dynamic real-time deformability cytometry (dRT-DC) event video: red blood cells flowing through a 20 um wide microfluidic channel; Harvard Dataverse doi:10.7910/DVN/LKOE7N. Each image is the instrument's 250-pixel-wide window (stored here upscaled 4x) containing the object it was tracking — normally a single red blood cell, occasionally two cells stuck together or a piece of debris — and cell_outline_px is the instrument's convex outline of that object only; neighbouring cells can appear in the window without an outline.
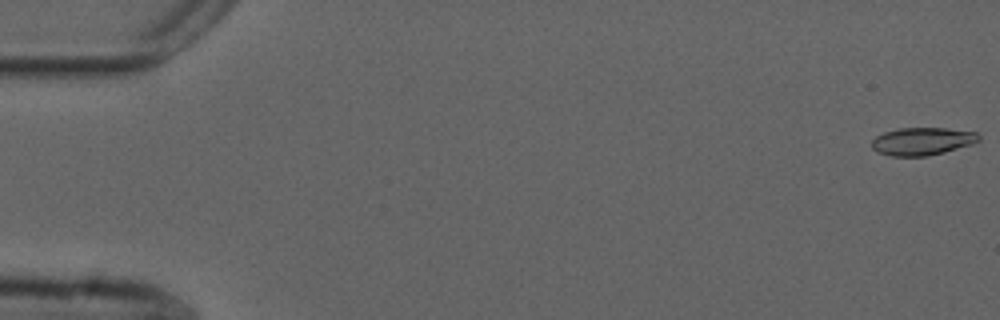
{"species": "common noctule bat (a hibernating species)", "species_latin": "Nyctalus noctula", "temperature_condition": "cold", "stored_images_in_passage": 55, "camera_frame_rate_fps": 3000, "um_per_image_px": 0.085, "animal": {"sex": "male", "forearm_length_mm": 52.5}, "frame": {"image": 1, "passage_image": 1, "time_ms": 0.0, "image_size_px": [1000, 320], "cell_outline_px": [[980, 140], [972, 144], [944, 152], [928, 156], [892, 156], [876, 152], [872, 148], [872, 140], [876, 136], [884, 132], [900, 128], [944, 128], [976, 132], [980, 136]], "centroid_in_image_um": [78.38, 12.01], "position_along_channel_um": 6.6, "area_um2": 17.28}}
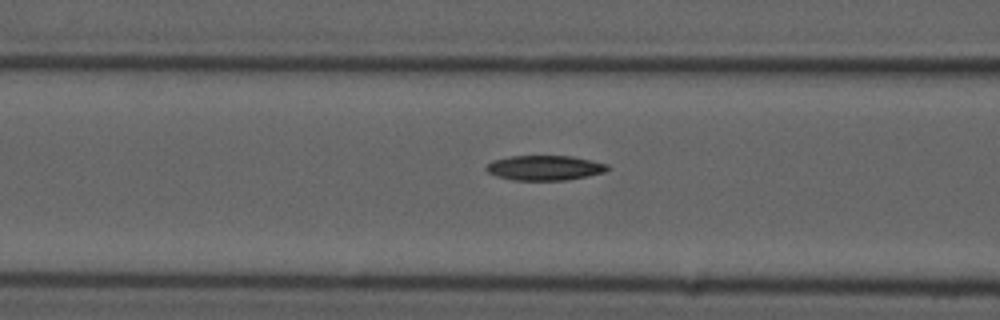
{"frame": {"image": 2, "passage_image": 22, "time_ms": 7.0, "image_size_px": [1000, 320], "cell_outline_px": [[612, 168], [604, 172], [588, 176], [564, 180], [512, 180], [496, 176], [488, 172], [484, 168], [492, 160], [512, 156], [572, 156], [608, 164]], "centroid_in_image_um": [46.3, 14.27], "position_along_channel_um": 120.3, "area_um2": 17.63}}
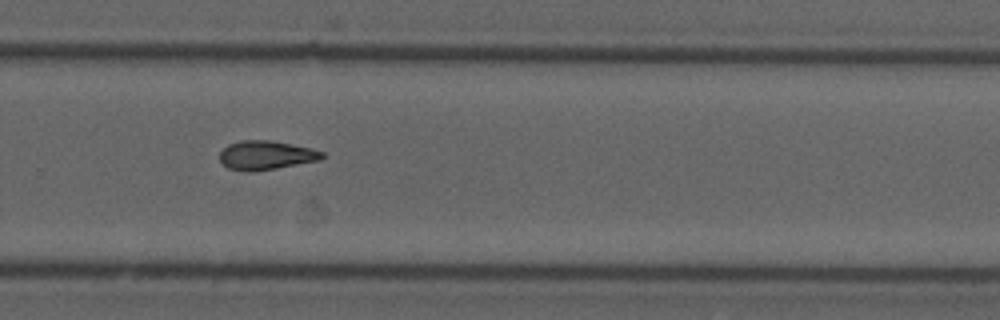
{"frame": {"image": 3, "passage_image": 37, "time_ms": 12.0, "image_size_px": [1000, 320], "cell_outline_px": [[324, 156], [320, 160], [276, 168], [248, 172], [244, 172], [228, 168], [220, 164], [220, 152], [228, 144], [240, 140], [268, 140], [308, 148], [324, 152]], "centroid_in_image_um": [22.55, 13.21], "position_along_channel_um": 307.3, "area_um2": 17.17}, "authors_computed_cell_mechanics": {"area_um2": 17.3978, "velocity_mm_per_s": 3.751, "shape_relaxation_time_tau1_ms": 6.2681, "shape_relaxation_time_tau2_ms": null, "deformation_change_tau1": 0.1558, "deformation_change_tau2": null}}